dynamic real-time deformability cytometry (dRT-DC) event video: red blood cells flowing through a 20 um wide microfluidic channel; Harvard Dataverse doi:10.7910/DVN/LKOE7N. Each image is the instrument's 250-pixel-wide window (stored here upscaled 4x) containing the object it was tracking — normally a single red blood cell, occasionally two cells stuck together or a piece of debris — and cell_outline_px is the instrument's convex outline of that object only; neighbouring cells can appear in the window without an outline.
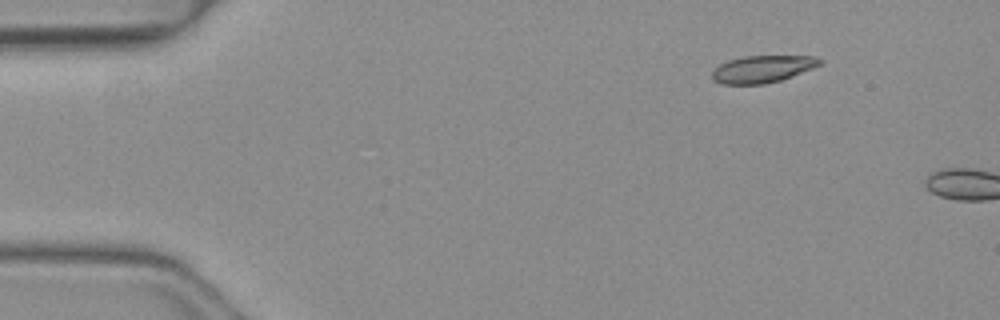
{"species": "common noctule bat (a hibernating species)", "species_latin": "Nyctalus noctula", "temperature_condition": "warm", "stored_images_in_passage": 3, "camera_frame_rate_fps": 3000, "um_per_image_px": 0.085, "animal": {"sex": "female", "body_mass_g": 19.3, "forearm_length_mm": 54.1}, "frame": {"image": 1, "passage_image": 1, "time_ms": 0.0, "image_size_px": [1000, 320], "cell_outline_px": [[824, 60], [820, 64], [812, 68], [780, 80], [764, 84], [720, 84], [712, 80], [712, 72], [720, 64], [728, 60], [744, 56], [816, 56]], "centroid_in_image_um": [64.79, 5.86], "position_along_channel_um": 20.2, "area_um2": 16.94}}